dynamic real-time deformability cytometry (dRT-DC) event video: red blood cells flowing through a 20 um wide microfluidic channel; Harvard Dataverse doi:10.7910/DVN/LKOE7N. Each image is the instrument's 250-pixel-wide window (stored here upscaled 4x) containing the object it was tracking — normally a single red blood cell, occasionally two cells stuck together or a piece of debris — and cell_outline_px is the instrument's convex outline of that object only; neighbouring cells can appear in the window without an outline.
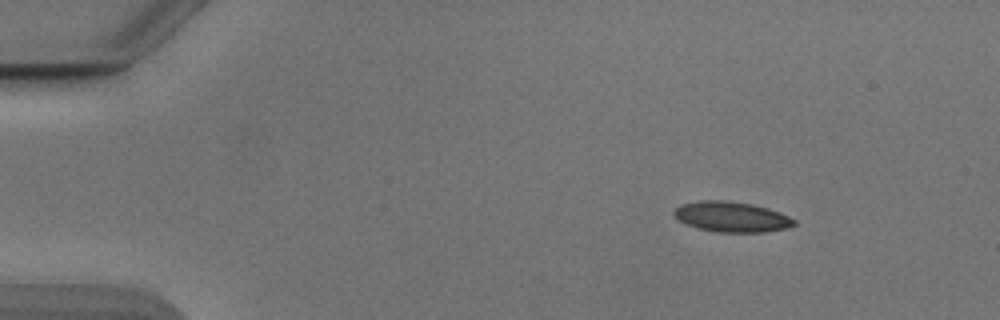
{"species": "Egyptian fruit bat (a non-hibernating species)", "species_latin": "Rousettus aegyptiacus", "temperature_condition": "cold", "stored_images_in_passage": 46, "camera_frame_rate_fps": 3000, "um_per_image_px": 0.085, "animal": {"sex": "male"}, "frame": {"image": 1, "passage_image": 1, "time_ms": 0.0, "image_size_px": [1000, 320], "cell_outline_px": [[796, 224], [788, 228], [764, 232], [716, 232], [696, 228], [680, 220], [672, 212], [680, 204], [700, 200], [728, 200], [752, 204], [768, 208], [780, 212], [796, 220]], "centroid_in_image_um": [62.2, 18.42], "position_along_channel_um": 22.8, "area_um2": 21.33}}
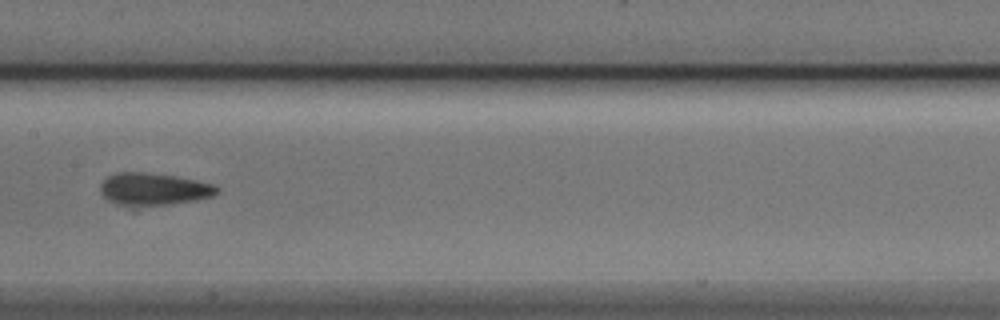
{"frame": {"image": 2, "passage_image": 21, "time_ms": 6.667, "image_size_px": [1000, 320], "cell_outline_px": [[220, 192], [212, 196], [196, 200], [168, 204], [128, 208], [116, 204], [108, 200], [100, 192], [100, 184], [108, 176], [116, 172], [148, 172], [176, 176], [196, 180], [212, 184], [220, 188]], "centroid_in_image_um": [13.03, 16.09], "position_along_channel_um": 194.4, "area_um2": 22.43}}
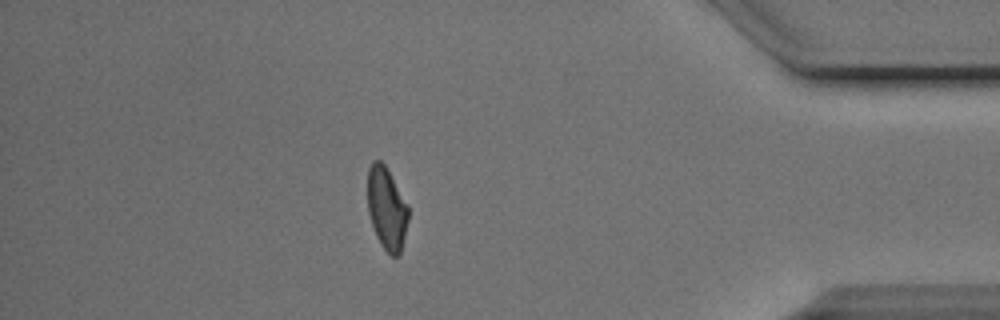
{"frame": {"image": 3, "passage_image": 40, "time_ms": 13.0, "image_size_px": [1000, 320], "cell_outline_px": [[408, 220], [400, 252], [396, 256], [392, 256], [380, 244], [376, 236], [368, 212], [368, 168], [372, 160], [380, 160], [384, 164], [408, 204]], "centroid_in_image_um": [32.86, 17.69], "position_along_channel_um": 402.3, "area_um2": 19.36}, "authors_computed_cell_mechanics": {"area_um2": 20.9525, "velocity_mm_per_s": 3.8921, "shape_relaxation_time_tau1_ms": 10.5625, "shape_relaxation_time_tau2_ms": 2.149, "deformation_change_tau1": 0.216, "deformation_change_tau2": 0.0963}}